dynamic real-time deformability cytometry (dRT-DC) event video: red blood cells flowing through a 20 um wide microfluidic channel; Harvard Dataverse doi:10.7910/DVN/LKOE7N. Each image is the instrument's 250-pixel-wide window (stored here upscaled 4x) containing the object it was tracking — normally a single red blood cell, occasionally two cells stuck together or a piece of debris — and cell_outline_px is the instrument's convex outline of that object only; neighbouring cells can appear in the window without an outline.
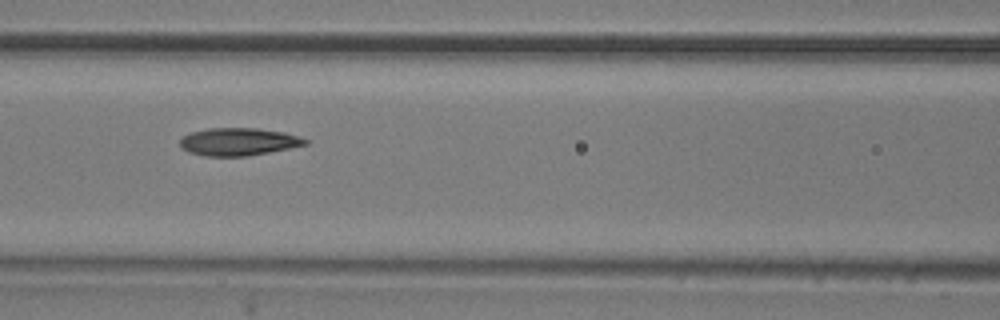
{"species": "common noctule bat (a hibernating species)", "species_latin": "Nyctalus noctula", "temperature_condition": "room temperature", "stored_images_in_passage": 9, "camera_frame_rate_fps": 3000, "um_per_image_px": 0.085, "animal": {"sex": "male", "body_mass_g": 20.5, "forearm_length_mm": 52.5}, "frame": {"image": 1, "passage_image": 6, "time_ms": 5.667, "image_size_px": [1000, 320], "cell_outline_px": [[308, 144], [268, 152], [244, 156], [208, 156], [188, 152], [180, 148], [180, 136], [192, 132], [208, 128], [256, 128], [284, 132], [308, 140]], "centroid_in_image_um": [20.21, 12.04], "position_along_channel_um": 146.4, "area_um2": 20.06}}
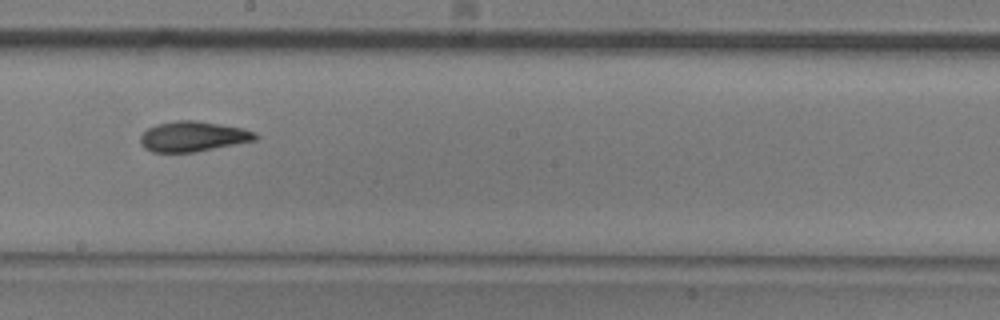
{"frame": {"image": 2, "passage_image": 8, "time_ms": 8.0, "image_size_px": [1000, 320], "cell_outline_px": [[260, 136], [256, 140], [196, 152], [152, 152], [144, 148], [140, 144], [140, 136], [148, 128], [156, 124], [176, 120], [196, 120], [244, 128], [256, 132]], "centroid_in_image_um": [16.42, 11.59], "position_along_channel_um": 231.8, "area_um2": 20.46}}
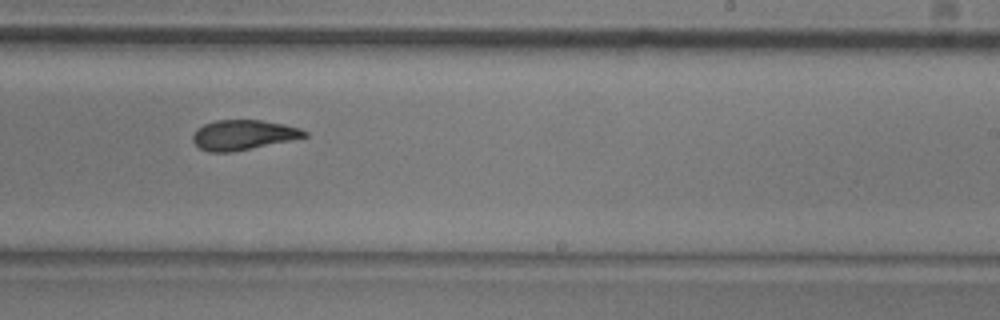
{"frame": {"image": 3, "passage_image": 9, "time_ms": 9.0, "image_size_px": [1000, 320], "cell_outline_px": [[308, 136], [292, 140], [232, 152], [212, 152], [200, 148], [192, 140], [192, 136], [196, 128], [204, 124], [216, 120], [260, 120], [284, 124], [300, 128], [308, 132]], "centroid_in_image_um": [20.68, 11.46], "position_along_channel_um": 268.3, "area_um2": 19.48}}